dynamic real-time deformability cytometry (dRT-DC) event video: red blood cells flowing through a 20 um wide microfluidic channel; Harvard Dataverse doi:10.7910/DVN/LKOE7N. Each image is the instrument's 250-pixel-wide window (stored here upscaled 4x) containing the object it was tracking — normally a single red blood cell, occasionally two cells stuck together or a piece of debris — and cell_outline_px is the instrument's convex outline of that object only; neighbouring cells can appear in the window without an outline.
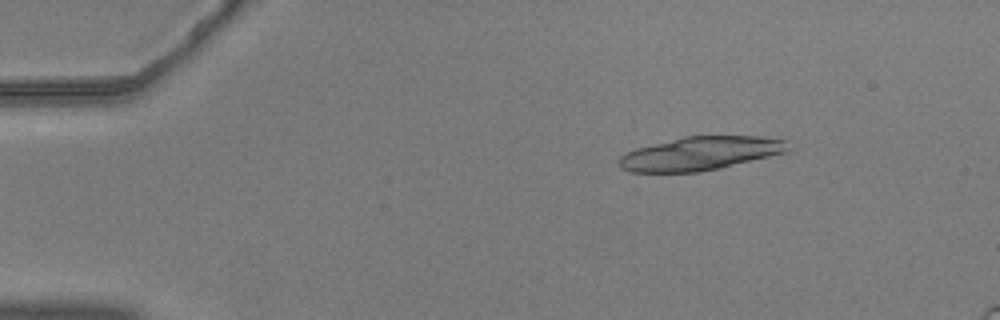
{"species": "common noctule bat (a hibernating species)", "species_latin": "Nyctalus noctula", "temperature_condition": "warm", "stored_images_in_passage": 9, "camera_frame_rate_fps": 3000, "um_per_image_px": 0.085, "animal": {"sex": "male", "body_mass_g": 20.5, "forearm_length_mm": 52.5}, "frame": {"image": 1, "passage_image": 3, "time_ms": 0.667, "image_size_px": [1000, 320], "cell_outline_px": [[788, 152], [720, 168], [700, 172], [632, 172], [620, 168], [616, 164], [620, 156], [636, 148], [684, 136], [760, 136], [788, 140]], "centroid_in_image_um": [59.52, 13.04], "position_along_channel_um": 25.5, "area_um2": 33.18}}